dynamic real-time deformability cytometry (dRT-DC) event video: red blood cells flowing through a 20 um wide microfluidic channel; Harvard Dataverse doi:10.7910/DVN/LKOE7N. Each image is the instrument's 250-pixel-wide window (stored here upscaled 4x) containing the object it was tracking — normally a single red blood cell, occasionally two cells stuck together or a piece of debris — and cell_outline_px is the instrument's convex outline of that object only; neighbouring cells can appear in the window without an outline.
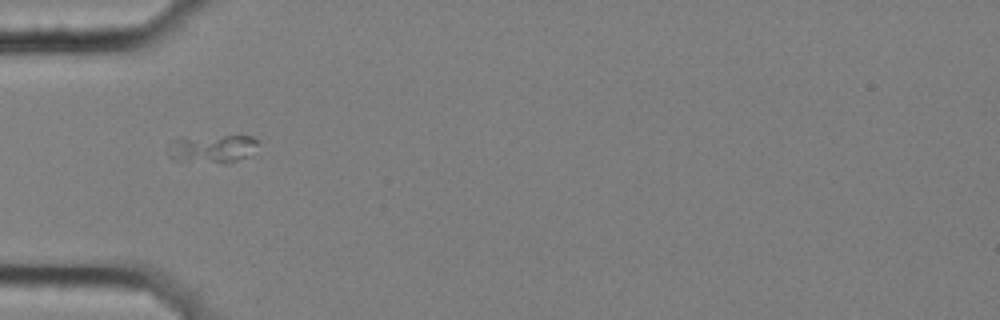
{"species": "common noctule bat (a hibernating species)", "species_latin": "Nyctalus noctula", "temperature_condition": "cold", "stored_images_in_passage": 5, "camera_frame_rate_fps": 3000, "um_per_image_px": 0.085, "animal": {"sex": "female", "body_mass_g": 25.1}, "frame": {"image": 1, "passage_image": 2, "time_ms": 0.333, "image_size_px": [1000, 320], "cell_outline_px": [[256, 144], [244, 156], [236, 160], [224, 164], [172, 160], [168, 156], [176, 140], [180, 136], [252, 136], [256, 140]], "centroid_in_image_um": [17.97, 12.64], "position_along_channel_um": 67.0, "area_um2": 14.33}}
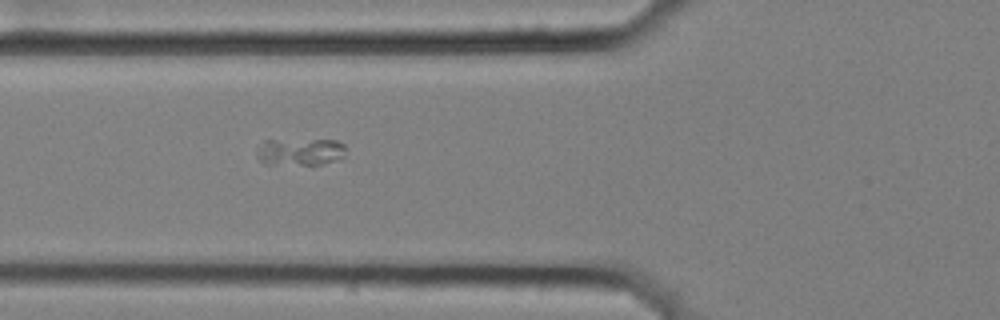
{"frame": {"image": 2, "passage_image": 3, "time_ms": 0.667, "image_size_px": [1000, 320], "cell_outline_px": [[344, 156], [320, 164], [264, 164], [256, 156], [256, 148], [264, 140], [336, 140], [344, 144]], "centroid_in_image_um": [25.44, 12.89], "position_along_channel_um": 100.4, "area_um2": 13.99}}
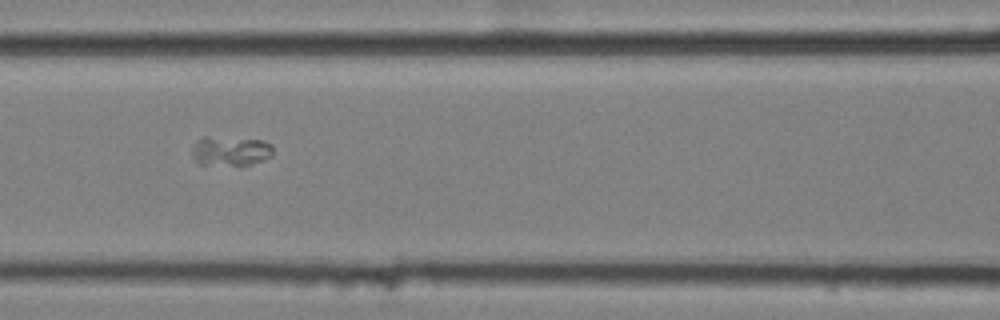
{"frame": {"image": 3, "passage_image": 4, "time_ms": 1.0, "image_size_px": [1000, 320], "cell_outline_px": [[272, 156], [264, 160], [240, 168], [200, 164], [192, 156], [192, 148], [196, 140], [204, 136], [264, 140], [272, 144]], "centroid_in_image_um": [19.6, 12.87], "position_along_channel_um": 147.0, "area_um2": 14.62}}